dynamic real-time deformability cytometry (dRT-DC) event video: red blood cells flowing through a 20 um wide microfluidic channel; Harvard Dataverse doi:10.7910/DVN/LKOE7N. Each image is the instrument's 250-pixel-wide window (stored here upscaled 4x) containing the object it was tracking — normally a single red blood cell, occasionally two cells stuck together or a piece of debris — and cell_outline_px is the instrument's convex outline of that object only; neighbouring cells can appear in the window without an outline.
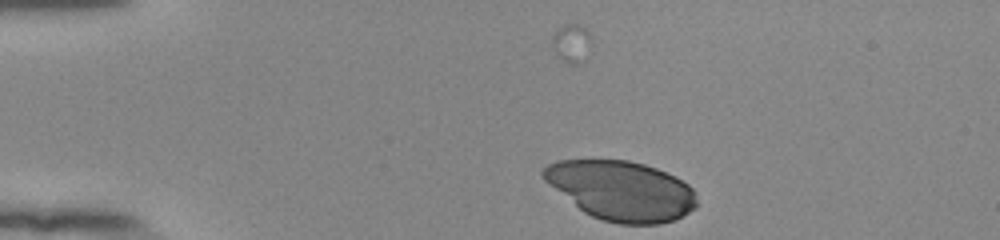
{"species": "human", "species_latin": "Homo sapiens", "temperature_condition": "room temperature", "stored_images_in_passage": 4, "camera_frame_rate_fps": 3000, "um_per_image_px": 0.085, "donor": {"sex": "female"}, "frame": {"image": 1, "passage_image": 4, "time_ms": 1.0, "image_size_px": [1000, 240], "cell_outline_px": [[696, 208], [676, 220], [660, 224], [620, 224], [600, 220], [584, 212], [544, 180], [540, 172], [548, 164], [556, 160], [628, 160], [644, 164], [656, 168], [676, 176], [688, 184], [696, 192]], "centroid_in_image_um": [52.84, 16.2], "position_along_channel_um": 32.2, "area_um2": 53.35}}